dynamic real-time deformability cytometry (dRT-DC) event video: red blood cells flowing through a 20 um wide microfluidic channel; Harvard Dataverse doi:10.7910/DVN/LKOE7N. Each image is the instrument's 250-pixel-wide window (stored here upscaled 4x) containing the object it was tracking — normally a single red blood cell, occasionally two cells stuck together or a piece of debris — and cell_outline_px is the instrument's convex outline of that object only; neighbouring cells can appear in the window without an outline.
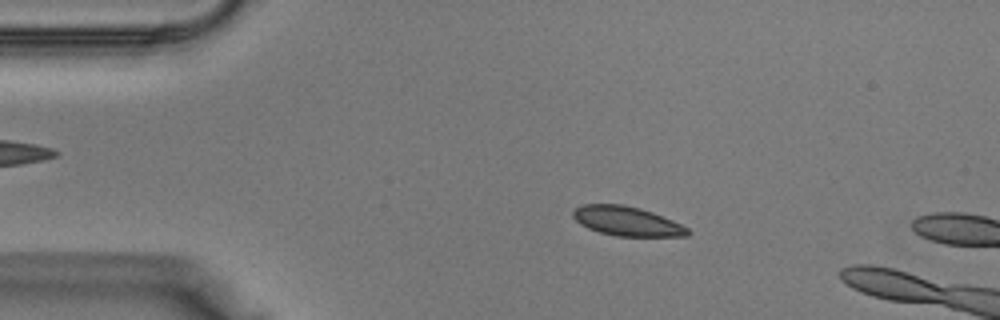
{"species": "Egyptian fruit bat (a non-hibernating species)", "species_latin": "Rousettus aegyptiacus", "temperature_condition": "warm", "stored_images_in_passage": 33, "camera_frame_rate_fps": 3000, "um_per_image_px": 0.085, "animal": {"sex": "male"}, "frame": {"image": 1, "passage_image": 3, "time_ms": 0.667, "image_size_px": [1000, 320], "cell_outline_px": [[692, 232], [688, 236], [616, 236], [600, 232], [588, 228], [580, 224], [572, 216], [572, 212], [580, 204], [624, 204], [640, 208], [652, 212], [672, 220], [688, 228]], "centroid_in_image_um": [53.28, 18.79], "position_along_channel_um": 31.7, "area_um2": 19.65}}
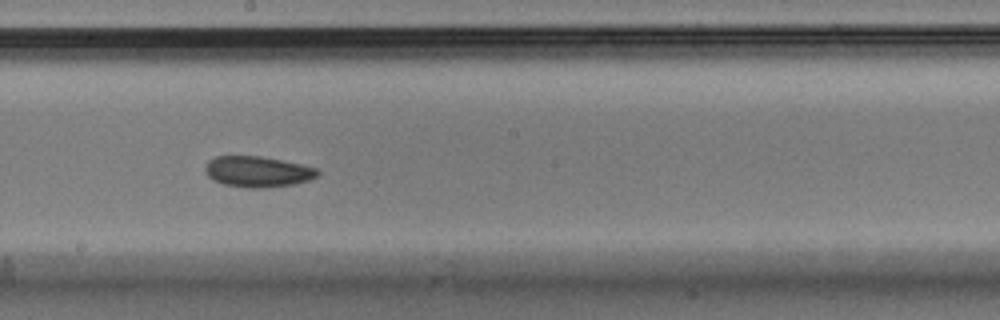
{"frame": {"image": 2, "passage_image": 17, "time_ms": 5.333, "image_size_px": [1000, 320], "cell_outline_px": [[320, 172], [316, 176], [308, 180], [292, 184], [264, 188], [248, 188], [224, 184], [212, 180], [204, 172], [204, 168], [208, 160], [216, 156], [260, 156], [300, 164], [316, 168]], "centroid_in_image_um": [21.84, 14.59], "position_along_channel_um": 226.4, "area_um2": 20.11}}
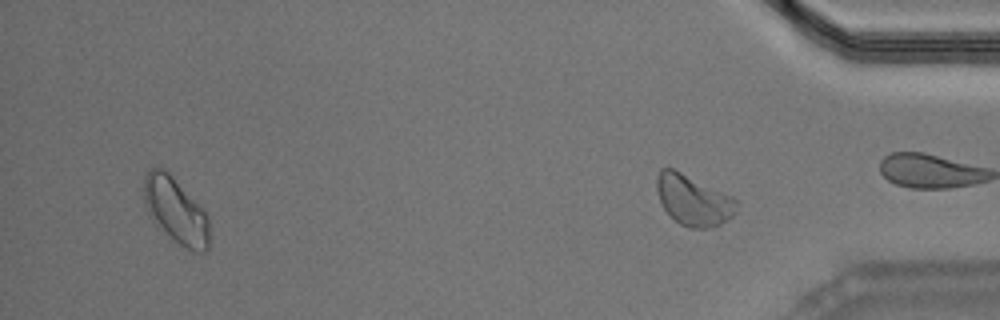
{"frame": {"image": 3, "passage_image": 33, "time_ms": 10.667, "image_size_px": [1000, 320], "cell_outline_px": [[736, 212], [732, 216], [720, 224], [712, 228], [688, 228], [680, 224], [664, 208], [660, 200], [656, 188], [656, 180], [660, 168], [672, 168], [732, 196], [736, 200]], "centroid_in_image_um": [58.92, 17.02], "position_along_channel_um": 376.3, "area_um2": 23.18}}